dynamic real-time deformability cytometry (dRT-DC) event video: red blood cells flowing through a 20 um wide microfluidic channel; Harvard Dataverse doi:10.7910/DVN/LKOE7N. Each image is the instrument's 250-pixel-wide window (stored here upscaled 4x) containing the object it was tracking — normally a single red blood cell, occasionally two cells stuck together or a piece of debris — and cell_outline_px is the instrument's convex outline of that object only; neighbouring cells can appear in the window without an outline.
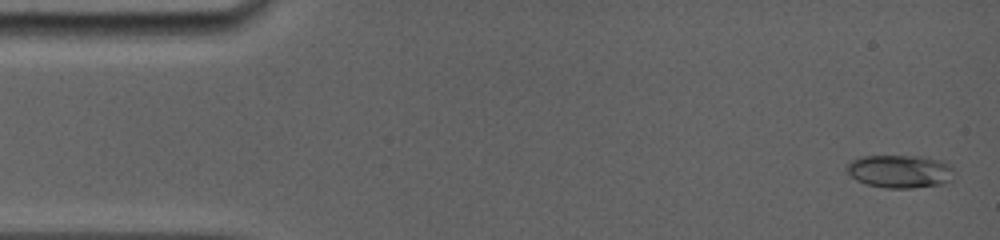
{"species": "common noctule bat (a hibernating species)", "species_latin": "Nyctalus noctula", "temperature_condition": "room temperature", "stored_images_in_passage": 7, "camera_frame_rate_fps": 5000, "um_per_image_px": 0.085, "animal": {"sex": "female", "body_mass_g": 19.0, "forearm_length_mm": 56.7}, "frame": {"image": 1, "passage_image": 1, "time_ms": 0.0, "image_size_px": [1000, 240], "cell_outline_px": [[952, 180], [944, 184], [912, 188], [888, 188], [868, 184], [856, 180], [848, 172], [848, 164], [852, 160], [864, 156], [920, 156], [944, 160], [952, 168]], "centroid_in_image_um": [76.54, 14.56], "position_along_channel_um": 8.5, "area_um2": 20.58}}
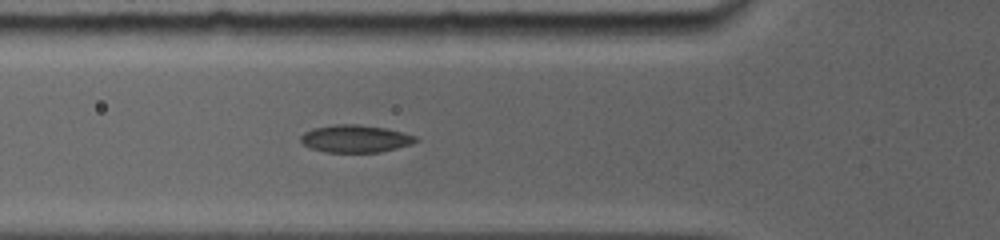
{"frame": {"image": 2, "passage_image": 6, "time_ms": 5.2, "image_size_px": [1000, 240], "cell_outline_px": [[420, 140], [412, 144], [380, 152], [324, 152], [308, 148], [300, 140], [300, 136], [304, 132], [312, 128], [336, 124], [360, 124], [384, 128], [416, 136]], "centroid_in_image_um": [30.17, 11.79], "position_along_channel_um": 95.6, "area_um2": 18.5}}
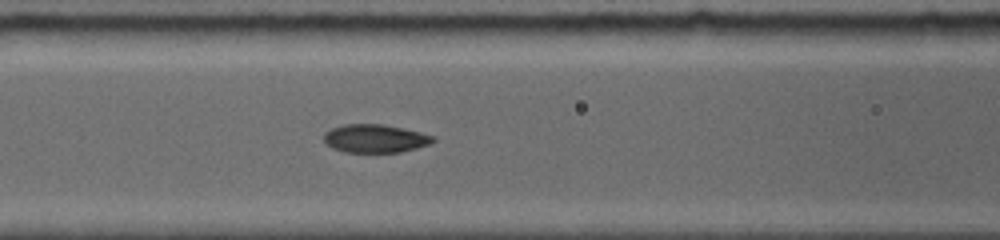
{"frame": {"image": 3, "passage_image": 7, "time_ms": 6.2, "image_size_px": [1000, 240], "cell_outline_px": [[436, 140], [428, 144], [416, 148], [400, 152], [344, 152], [332, 148], [324, 140], [324, 132], [332, 128], [344, 124], [384, 124], [420, 132], [436, 136]], "centroid_in_image_um": [31.89, 11.77], "position_along_channel_um": 134.7, "area_um2": 17.98}}